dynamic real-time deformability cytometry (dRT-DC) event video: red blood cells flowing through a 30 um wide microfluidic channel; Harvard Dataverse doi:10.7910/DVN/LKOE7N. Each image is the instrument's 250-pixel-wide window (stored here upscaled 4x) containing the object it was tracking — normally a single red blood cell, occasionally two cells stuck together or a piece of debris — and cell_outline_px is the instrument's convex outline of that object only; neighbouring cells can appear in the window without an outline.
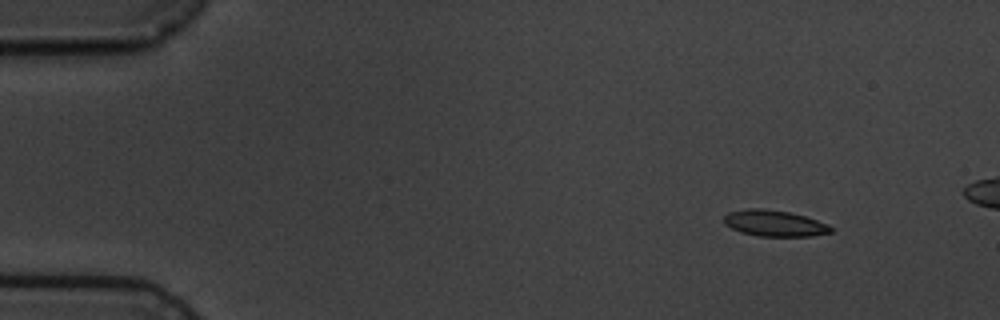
{"species": "common noctule bat (a hibernating species)", "species_latin": "Nyctalus noctula", "temperature_condition": "cold", "stored_images_in_passage": 4, "camera_frame_rate_fps": 3000, "um_per_image_px": 0.085, "animal": {"sex": "male", "body_mass_g": 19.5, "forearm_length_mm": 54.6}, "frame": {"image": 1, "passage_image": 1, "time_ms": 0.0, "image_size_px": [1000, 320], "cell_outline_px": [[832, 232], [812, 236], [756, 236], [740, 232], [724, 224], [724, 216], [728, 212], [748, 208], [760, 208], [788, 212], [804, 216], [828, 224], [832, 228]], "centroid_in_image_um": [65.8, 18.98], "position_along_channel_um": 19.2, "area_um2": 16.24}}